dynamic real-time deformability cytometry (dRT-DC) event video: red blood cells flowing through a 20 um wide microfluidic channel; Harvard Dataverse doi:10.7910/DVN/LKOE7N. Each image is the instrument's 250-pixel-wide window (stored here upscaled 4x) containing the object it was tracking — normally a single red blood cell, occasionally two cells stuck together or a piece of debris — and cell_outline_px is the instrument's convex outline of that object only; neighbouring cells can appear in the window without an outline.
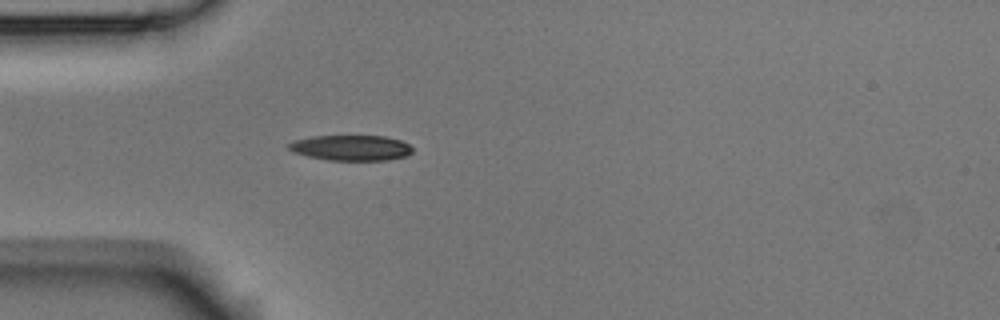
{"species": "Egyptian fruit bat (a non-hibernating species)", "species_latin": "Rousettus aegyptiacus", "temperature_condition": "room temperature", "stored_images_in_passage": 21, "camera_frame_rate_fps": 3000, "um_per_image_px": 0.085, "animal": {"sex": "male"}, "frame": {"image": 1, "passage_image": 7, "time_ms": 2.0, "image_size_px": [1000, 320], "cell_outline_px": [[412, 152], [408, 156], [388, 160], [328, 160], [308, 156], [292, 152], [288, 148], [288, 144], [292, 140], [312, 136], [384, 136], [400, 140], [408, 144], [412, 148]], "centroid_in_image_um": [29.83, 12.56], "position_along_channel_um": 55.2, "area_um2": 18.44}}
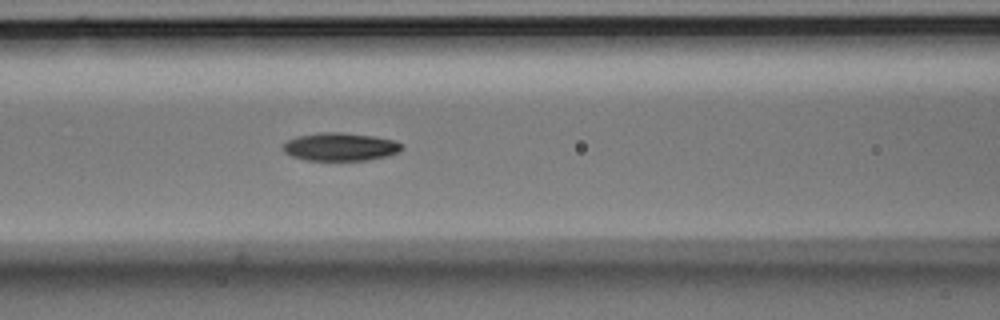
{"frame": {"image": 2, "passage_image": 14, "time_ms": 4.333, "image_size_px": [1000, 320], "cell_outline_px": [[404, 148], [400, 152], [388, 156], [368, 160], [308, 160], [292, 156], [284, 152], [280, 148], [288, 140], [296, 136], [320, 132], [340, 132], [376, 136], [396, 140]], "centroid_in_image_um": [28.94, 12.47], "position_along_channel_um": 137.7, "area_um2": 19.65}}
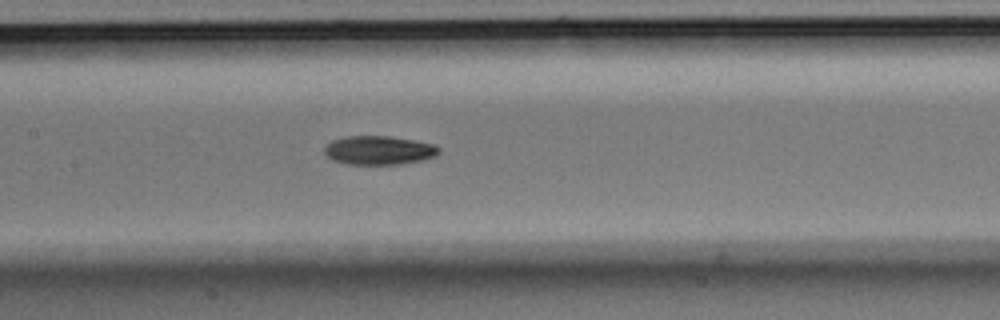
{"frame": {"image": 3, "passage_image": 17, "time_ms": 5.333, "image_size_px": [1000, 320], "cell_outline_px": [[440, 152], [436, 156], [424, 160], [404, 164], [344, 164], [332, 160], [324, 152], [324, 148], [332, 140], [344, 136], [388, 136], [416, 140], [436, 144], [440, 148]], "centroid_in_image_um": [32.25, 12.77], "position_along_channel_um": 175.1, "area_um2": 19.54}}